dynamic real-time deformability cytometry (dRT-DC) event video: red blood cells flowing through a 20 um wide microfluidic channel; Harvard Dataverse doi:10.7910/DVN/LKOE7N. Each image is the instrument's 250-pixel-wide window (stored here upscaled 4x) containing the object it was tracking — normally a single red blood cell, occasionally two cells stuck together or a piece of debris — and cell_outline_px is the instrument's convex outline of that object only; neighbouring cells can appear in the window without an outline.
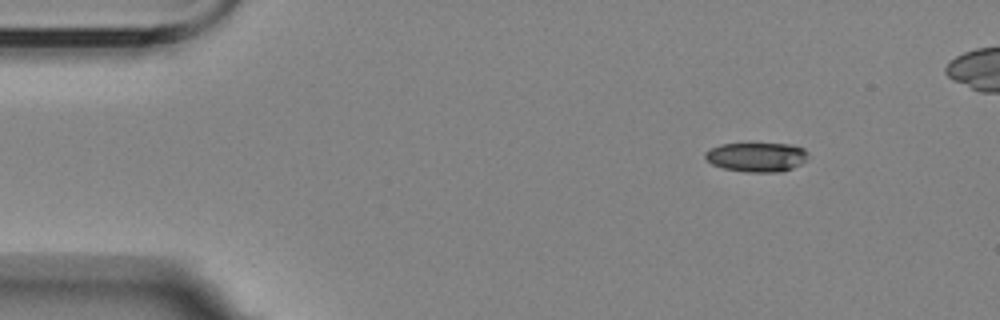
{"species": "Egyptian fruit bat (a non-hibernating species)", "species_latin": "Rousettus aegyptiacus", "temperature_condition": "room temperature", "stored_images_in_passage": 4, "camera_frame_rate_fps": 3000, "um_per_image_px": 0.085, "animal": {"sex": "female"}, "frame": {"image": 1, "passage_image": 1, "time_ms": 0.0, "image_size_px": [1000, 320], "cell_outline_px": [[808, 156], [800, 164], [792, 168], [780, 172], [748, 172], [724, 168], [712, 164], [704, 156], [704, 152], [720, 144], [792, 144], [804, 148], [808, 152]], "centroid_in_image_um": [64.33, 13.34], "position_along_channel_um": 20.7, "area_um2": 17.46}}
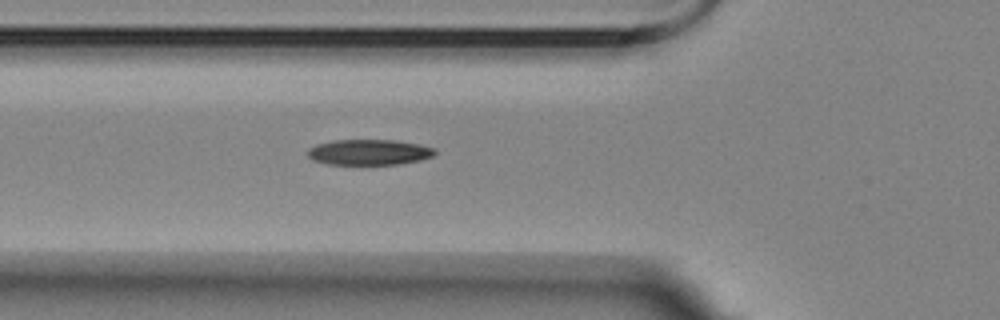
{"frame": {"image": 2, "passage_image": 4, "time_ms": 4.333, "image_size_px": [1000, 320], "cell_outline_px": [[436, 152], [432, 156], [420, 160], [396, 164], [328, 164], [312, 160], [308, 156], [308, 148], [316, 144], [332, 140], [396, 140], [416, 144], [432, 148]], "centroid_in_image_um": [31.31, 12.93], "position_along_channel_um": 94.5, "area_um2": 18.79}}